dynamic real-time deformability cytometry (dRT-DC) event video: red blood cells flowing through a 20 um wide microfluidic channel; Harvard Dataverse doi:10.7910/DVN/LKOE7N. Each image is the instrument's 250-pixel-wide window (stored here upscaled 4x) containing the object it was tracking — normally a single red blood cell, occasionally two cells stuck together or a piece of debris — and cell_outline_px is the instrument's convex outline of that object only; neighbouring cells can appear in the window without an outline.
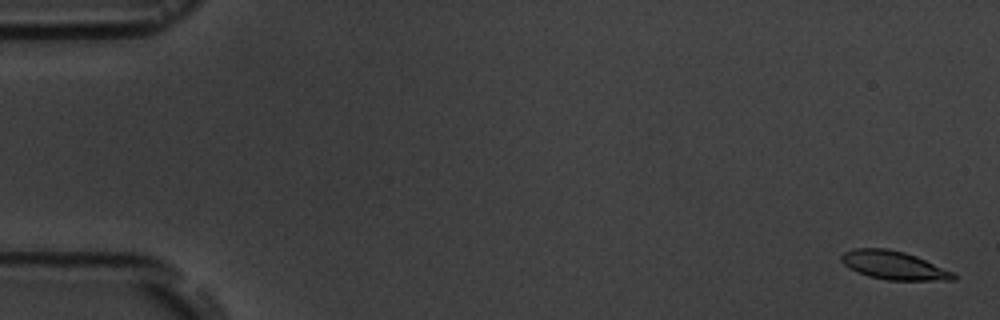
{"species": "common noctule bat (a hibernating species)", "species_latin": "Nyctalus noctula", "temperature_condition": "room temperature", "stored_images_in_passage": 10, "camera_frame_rate_fps": 3000, "um_per_image_px": 0.085, "animal": {"sex": "male", "body_mass_g": 19.5, "forearm_length_mm": 54.6}, "frame": {"image": 1, "passage_image": 1, "time_ms": 0.0, "image_size_px": [1000, 320], "cell_outline_px": [[956, 280], [888, 280], [868, 276], [856, 272], [848, 268], [840, 260], [840, 256], [844, 252], [852, 248], [888, 248], [904, 252], [916, 256], [952, 272], [956, 276]], "centroid_in_image_um": [75.91, 22.54], "position_along_channel_um": 9.1, "area_um2": 18.55}}
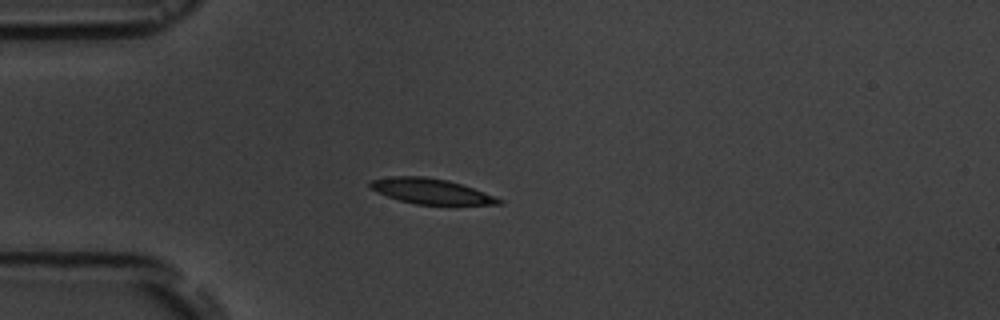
{"frame": {"image": 2, "passage_image": 5, "time_ms": 4.667, "image_size_px": [1000, 320], "cell_outline_px": [[504, 204], [452, 208], [416, 204], [400, 200], [376, 192], [368, 188], [368, 184], [372, 180], [392, 176], [424, 176], [448, 180], [484, 192], [504, 200]], "centroid_in_image_um": [36.74, 16.32], "position_along_channel_um": 48.3, "area_um2": 20.06}}
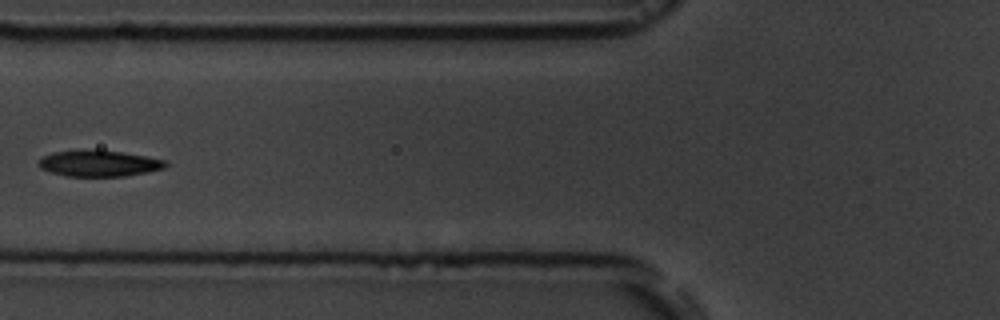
{"frame": {"image": 3, "passage_image": 7, "time_ms": 7.0, "image_size_px": [1000, 320], "cell_outline_px": [[168, 164], [164, 168], [148, 172], [124, 176], [68, 176], [52, 172], [40, 168], [36, 164], [44, 156], [52, 152], [120, 152], [144, 156], [164, 160]], "centroid_in_image_um": [8.43, 13.93], "position_along_channel_um": 117.4, "area_um2": 18.44}}